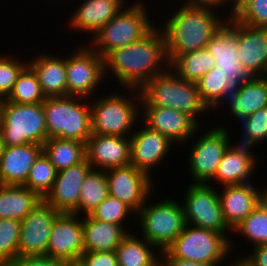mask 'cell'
<instances>
[{
    "label": "cell",
    "mask_w": 267,
    "mask_h": 266,
    "mask_svg": "<svg viewBox=\"0 0 267 266\" xmlns=\"http://www.w3.org/2000/svg\"><path fill=\"white\" fill-rule=\"evenodd\" d=\"M169 67L166 40L162 29L157 27L130 45L112 51L105 58V76L110 78L109 72L113 73L123 88L140 90Z\"/></svg>",
    "instance_id": "obj_1"
},
{
    "label": "cell",
    "mask_w": 267,
    "mask_h": 266,
    "mask_svg": "<svg viewBox=\"0 0 267 266\" xmlns=\"http://www.w3.org/2000/svg\"><path fill=\"white\" fill-rule=\"evenodd\" d=\"M172 12L161 28L169 63L180 54L205 48L227 21L210 8L181 6Z\"/></svg>",
    "instance_id": "obj_2"
},
{
    "label": "cell",
    "mask_w": 267,
    "mask_h": 266,
    "mask_svg": "<svg viewBox=\"0 0 267 266\" xmlns=\"http://www.w3.org/2000/svg\"><path fill=\"white\" fill-rule=\"evenodd\" d=\"M139 91L140 106L171 108L188 114L198 124L199 115L210 111L201 99L197 83L184 80L170 67L149 80Z\"/></svg>",
    "instance_id": "obj_3"
},
{
    "label": "cell",
    "mask_w": 267,
    "mask_h": 266,
    "mask_svg": "<svg viewBox=\"0 0 267 266\" xmlns=\"http://www.w3.org/2000/svg\"><path fill=\"white\" fill-rule=\"evenodd\" d=\"M43 108L48 138L56 137L87 143L92 135L89 98L71 95L46 97Z\"/></svg>",
    "instance_id": "obj_4"
},
{
    "label": "cell",
    "mask_w": 267,
    "mask_h": 266,
    "mask_svg": "<svg viewBox=\"0 0 267 266\" xmlns=\"http://www.w3.org/2000/svg\"><path fill=\"white\" fill-rule=\"evenodd\" d=\"M125 90L130 91L131 98H128V95H124V93L117 92L116 94L115 91L107 96L102 95L100 98H90L92 100H90L92 134L106 136L132 135L133 125L137 121L138 123L141 122L137 120L141 114L139 112L141 111L140 108L138 109L141 105V94L138 89L125 88Z\"/></svg>",
    "instance_id": "obj_5"
},
{
    "label": "cell",
    "mask_w": 267,
    "mask_h": 266,
    "mask_svg": "<svg viewBox=\"0 0 267 266\" xmlns=\"http://www.w3.org/2000/svg\"><path fill=\"white\" fill-rule=\"evenodd\" d=\"M140 2L136 1L127 8L124 7L100 28L88 42L89 47L105 59L112 51L126 47L146 36L155 26L148 19L150 15L146 12L147 9L145 10L147 6L142 0Z\"/></svg>",
    "instance_id": "obj_6"
},
{
    "label": "cell",
    "mask_w": 267,
    "mask_h": 266,
    "mask_svg": "<svg viewBox=\"0 0 267 266\" xmlns=\"http://www.w3.org/2000/svg\"><path fill=\"white\" fill-rule=\"evenodd\" d=\"M224 234L186 224L160 258H181L205 264H222L232 251V241Z\"/></svg>",
    "instance_id": "obj_7"
},
{
    "label": "cell",
    "mask_w": 267,
    "mask_h": 266,
    "mask_svg": "<svg viewBox=\"0 0 267 266\" xmlns=\"http://www.w3.org/2000/svg\"><path fill=\"white\" fill-rule=\"evenodd\" d=\"M0 131L5 147L28 143L43 145L48 139L43 103L1 101Z\"/></svg>",
    "instance_id": "obj_8"
},
{
    "label": "cell",
    "mask_w": 267,
    "mask_h": 266,
    "mask_svg": "<svg viewBox=\"0 0 267 266\" xmlns=\"http://www.w3.org/2000/svg\"><path fill=\"white\" fill-rule=\"evenodd\" d=\"M144 205L137 213L141 236L154 246V250L166 251L183 231L186 221L182 203L172 198ZM181 203V204H180ZM142 226V227H141Z\"/></svg>",
    "instance_id": "obj_9"
},
{
    "label": "cell",
    "mask_w": 267,
    "mask_h": 266,
    "mask_svg": "<svg viewBox=\"0 0 267 266\" xmlns=\"http://www.w3.org/2000/svg\"><path fill=\"white\" fill-rule=\"evenodd\" d=\"M182 204L186 224L213 230L227 237L232 230L228 227L217 189L210 184L190 183Z\"/></svg>",
    "instance_id": "obj_10"
},
{
    "label": "cell",
    "mask_w": 267,
    "mask_h": 266,
    "mask_svg": "<svg viewBox=\"0 0 267 266\" xmlns=\"http://www.w3.org/2000/svg\"><path fill=\"white\" fill-rule=\"evenodd\" d=\"M85 46V47H84ZM76 50V51H75ZM66 60L67 96L92 98L106 80L105 59L86 45L78 46ZM92 95V96H91Z\"/></svg>",
    "instance_id": "obj_11"
},
{
    "label": "cell",
    "mask_w": 267,
    "mask_h": 266,
    "mask_svg": "<svg viewBox=\"0 0 267 266\" xmlns=\"http://www.w3.org/2000/svg\"><path fill=\"white\" fill-rule=\"evenodd\" d=\"M209 130V131H208ZM203 132L190 148L188 169L193 182L208 184L217 172L219 163L229 147L227 132L220 127H213Z\"/></svg>",
    "instance_id": "obj_12"
},
{
    "label": "cell",
    "mask_w": 267,
    "mask_h": 266,
    "mask_svg": "<svg viewBox=\"0 0 267 266\" xmlns=\"http://www.w3.org/2000/svg\"><path fill=\"white\" fill-rule=\"evenodd\" d=\"M105 174L109 195L124 202L135 213L145 205L153 193V176L131 164L106 170Z\"/></svg>",
    "instance_id": "obj_13"
},
{
    "label": "cell",
    "mask_w": 267,
    "mask_h": 266,
    "mask_svg": "<svg viewBox=\"0 0 267 266\" xmlns=\"http://www.w3.org/2000/svg\"><path fill=\"white\" fill-rule=\"evenodd\" d=\"M60 213L42 200L21 221L18 256L47 255L52 225Z\"/></svg>",
    "instance_id": "obj_14"
},
{
    "label": "cell",
    "mask_w": 267,
    "mask_h": 266,
    "mask_svg": "<svg viewBox=\"0 0 267 266\" xmlns=\"http://www.w3.org/2000/svg\"><path fill=\"white\" fill-rule=\"evenodd\" d=\"M225 103L226 106L229 105L230 114L237 120L246 118L257 110L267 107V86L260 76H252L241 85L225 82L222 97L210 111L217 108L219 110Z\"/></svg>",
    "instance_id": "obj_15"
},
{
    "label": "cell",
    "mask_w": 267,
    "mask_h": 266,
    "mask_svg": "<svg viewBox=\"0 0 267 266\" xmlns=\"http://www.w3.org/2000/svg\"><path fill=\"white\" fill-rule=\"evenodd\" d=\"M226 24L234 31L241 65L251 76L267 70V28H256L228 18Z\"/></svg>",
    "instance_id": "obj_16"
},
{
    "label": "cell",
    "mask_w": 267,
    "mask_h": 266,
    "mask_svg": "<svg viewBox=\"0 0 267 266\" xmlns=\"http://www.w3.org/2000/svg\"><path fill=\"white\" fill-rule=\"evenodd\" d=\"M61 212L54 220L47 256L61 261L78 260L84 252L82 218Z\"/></svg>",
    "instance_id": "obj_17"
},
{
    "label": "cell",
    "mask_w": 267,
    "mask_h": 266,
    "mask_svg": "<svg viewBox=\"0 0 267 266\" xmlns=\"http://www.w3.org/2000/svg\"><path fill=\"white\" fill-rule=\"evenodd\" d=\"M143 124L155 130L176 145L190 142L193 135L199 133V125L191 116L171 108L140 106ZM196 132V133H195ZM190 138V139H189ZM188 141V142H187Z\"/></svg>",
    "instance_id": "obj_18"
},
{
    "label": "cell",
    "mask_w": 267,
    "mask_h": 266,
    "mask_svg": "<svg viewBox=\"0 0 267 266\" xmlns=\"http://www.w3.org/2000/svg\"><path fill=\"white\" fill-rule=\"evenodd\" d=\"M139 129L131 135L130 164L151 176L153 169L168 157L169 149L176 144L146 125Z\"/></svg>",
    "instance_id": "obj_19"
},
{
    "label": "cell",
    "mask_w": 267,
    "mask_h": 266,
    "mask_svg": "<svg viewBox=\"0 0 267 266\" xmlns=\"http://www.w3.org/2000/svg\"><path fill=\"white\" fill-rule=\"evenodd\" d=\"M131 136L92 134L86 143V159L95 170L130 165Z\"/></svg>",
    "instance_id": "obj_20"
},
{
    "label": "cell",
    "mask_w": 267,
    "mask_h": 266,
    "mask_svg": "<svg viewBox=\"0 0 267 266\" xmlns=\"http://www.w3.org/2000/svg\"><path fill=\"white\" fill-rule=\"evenodd\" d=\"M92 169L86 159L58 171L52 189L43 200L59 212L72 213L78 206L82 183Z\"/></svg>",
    "instance_id": "obj_21"
},
{
    "label": "cell",
    "mask_w": 267,
    "mask_h": 266,
    "mask_svg": "<svg viewBox=\"0 0 267 266\" xmlns=\"http://www.w3.org/2000/svg\"><path fill=\"white\" fill-rule=\"evenodd\" d=\"M206 48L213 56L215 66L225 76V82L241 85L252 77L239 61L236 34L226 23L211 38Z\"/></svg>",
    "instance_id": "obj_22"
},
{
    "label": "cell",
    "mask_w": 267,
    "mask_h": 266,
    "mask_svg": "<svg viewBox=\"0 0 267 266\" xmlns=\"http://www.w3.org/2000/svg\"><path fill=\"white\" fill-rule=\"evenodd\" d=\"M222 188V192L218 191L221 210L225 222L233 230L259 206L261 189L253 184L230 185Z\"/></svg>",
    "instance_id": "obj_23"
},
{
    "label": "cell",
    "mask_w": 267,
    "mask_h": 266,
    "mask_svg": "<svg viewBox=\"0 0 267 266\" xmlns=\"http://www.w3.org/2000/svg\"><path fill=\"white\" fill-rule=\"evenodd\" d=\"M125 0H83L71 14L69 27L94 35L100 28L115 17L127 4ZM123 4V5H122ZM71 25V26H70Z\"/></svg>",
    "instance_id": "obj_24"
},
{
    "label": "cell",
    "mask_w": 267,
    "mask_h": 266,
    "mask_svg": "<svg viewBox=\"0 0 267 266\" xmlns=\"http://www.w3.org/2000/svg\"><path fill=\"white\" fill-rule=\"evenodd\" d=\"M43 145L28 143L5 147L0 157V185H24Z\"/></svg>",
    "instance_id": "obj_25"
},
{
    "label": "cell",
    "mask_w": 267,
    "mask_h": 266,
    "mask_svg": "<svg viewBox=\"0 0 267 266\" xmlns=\"http://www.w3.org/2000/svg\"><path fill=\"white\" fill-rule=\"evenodd\" d=\"M42 54V55H41ZM28 62L36 73L46 97L67 96L66 60L64 56L40 53Z\"/></svg>",
    "instance_id": "obj_26"
},
{
    "label": "cell",
    "mask_w": 267,
    "mask_h": 266,
    "mask_svg": "<svg viewBox=\"0 0 267 266\" xmlns=\"http://www.w3.org/2000/svg\"><path fill=\"white\" fill-rule=\"evenodd\" d=\"M83 222L84 252L116 251L129 232L119 224L98 221L89 215L81 216Z\"/></svg>",
    "instance_id": "obj_27"
},
{
    "label": "cell",
    "mask_w": 267,
    "mask_h": 266,
    "mask_svg": "<svg viewBox=\"0 0 267 266\" xmlns=\"http://www.w3.org/2000/svg\"><path fill=\"white\" fill-rule=\"evenodd\" d=\"M42 200L24 185H0V219L22 221Z\"/></svg>",
    "instance_id": "obj_28"
},
{
    "label": "cell",
    "mask_w": 267,
    "mask_h": 266,
    "mask_svg": "<svg viewBox=\"0 0 267 266\" xmlns=\"http://www.w3.org/2000/svg\"><path fill=\"white\" fill-rule=\"evenodd\" d=\"M256 164L252 163L247 157L235 153L228 147L219 163L215 177L208 184L211 185L212 183L213 185V180L222 187L252 184L249 178L253 173L255 174Z\"/></svg>",
    "instance_id": "obj_29"
},
{
    "label": "cell",
    "mask_w": 267,
    "mask_h": 266,
    "mask_svg": "<svg viewBox=\"0 0 267 266\" xmlns=\"http://www.w3.org/2000/svg\"><path fill=\"white\" fill-rule=\"evenodd\" d=\"M43 153L60 171L86 160V143L52 137L43 144Z\"/></svg>",
    "instance_id": "obj_30"
},
{
    "label": "cell",
    "mask_w": 267,
    "mask_h": 266,
    "mask_svg": "<svg viewBox=\"0 0 267 266\" xmlns=\"http://www.w3.org/2000/svg\"><path fill=\"white\" fill-rule=\"evenodd\" d=\"M153 247L144 238L129 233L115 251L119 266H154L161 253L156 254Z\"/></svg>",
    "instance_id": "obj_31"
},
{
    "label": "cell",
    "mask_w": 267,
    "mask_h": 266,
    "mask_svg": "<svg viewBox=\"0 0 267 266\" xmlns=\"http://www.w3.org/2000/svg\"><path fill=\"white\" fill-rule=\"evenodd\" d=\"M214 67V58L206 47L180 54L170 63V68L181 78L194 83Z\"/></svg>",
    "instance_id": "obj_32"
},
{
    "label": "cell",
    "mask_w": 267,
    "mask_h": 266,
    "mask_svg": "<svg viewBox=\"0 0 267 266\" xmlns=\"http://www.w3.org/2000/svg\"><path fill=\"white\" fill-rule=\"evenodd\" d=\"M108 195L105 171L92 169L82 183L78 206L72 213L78 216L90 215Z\"/></svg>",
    "instance_id": "obj_33"
},
{
    "label": "cell",
    "mask_w": 267,
    "mask_h": 266,
    "mask_svg": "<svg viewBox=\"0 0 267 266\" xmlns=\"http://www.w3.org/2000/svg\"><path fill=\"white\" fill-rule=\"evenodd\" d=\"M45 99L46 96L42 92L36 73L27 65L19 74L9 95L2 101L18 104H40Z\"/></svg>",
    "instance_id": "obj_34"
},
{
    "label": "cell",
    "mask_w": 267,
    "mask_h": 266,
    "mask_svg": "<svg viewBox=\"0 0 267 266\" xmlns=\"http://www.w3.org/2000/svg\"><path fill=\"white\" fill-rule=\"evenodd\" d=\"M57 170L51 161L42 152L35 160L34 165L29 171L24 184L29 190L35 191L42 198L52 189L57 177Z\"/></svg>",
    "instance_id": "obj_35"
},
{
    "label": "cell",
    "mask_w": 267,
    "mask_h": 266,
    "mask_svg": "<svg viewBox=\"0 0 267 266\" xmlns=\"http://www.w3.org/2000/svg\"><path fill=\"white\" fill-rule=\"evenodd\" d=\"M232 231L242 234V237L248 240L247 243L253 244L252 247L267 244V212L259 204Z\"/></svg>",
    "instance_id": "obj_36"
},
{
    "label": "cell",
    "mask_w": 267,
    "mask_h": 266,
    "mask_svg": "<svg viewBox=\"0 0 267 266\" xmlns=\"http://www.w3.org/2000/svg\"><path fill=\"white\" fill-rule=\"evenodd\" d=\"M21 221L0 219V264H11L18 257Z\"/></svg>",
    "instance_id": "obj_37"
},
{
    "label": "cell",
    "mask_w": 267,
    "mask_h": 266,
    "mask_svg": "<svg viewBox=\"0 0 267 266\" xmlns=\"http://www.w3.org/2000/svg\"><path fill=\"white\" fill-rule=\"evenodd\" d=\"M131 214H133V216L136 215V213L124 202L108 195L107 198L99 206H97L89 216L98 221H104L110 224H119L130 232L124 226V222Z\"/></svg>",
    "instance_id": "obj_38"
},
{
    "label": "cell",
    "mask_w": 267,
    "mask_h": 266,
    "mask_svg": "<svg viewBox=\"0 0 267 266\" xmlns=\"http://www.w3.org/2000/svg\"><path fill=\"white\" fill-rule=\"evenodd\" d=\"M225 76L214 67L197 82L202 101L211 109L222 97Z\"/></svg>",
    "instance_id": "obj_39"
},
{
    "label": "cell",
    "mask_w": 267,
    "mask_h": 266,
    "mask_svg": "<svg viewBox=\"0 0 267 266\" xmlns=\"http://www.w3.org/2000/svg\"><path fill=\"white\" fill-rule=\"evenodd\" d=\"M0 56V99H5L11 92L13 85L21 71L28 65V61L19 62L14 58Z\"/></svg>",
    "instance_id": "obj_40"
},
{
    "label": "cell",
    "mask_w": 267,
    "mask_h": 266,
    "mask_svg": "<svg viewBox=\"0 0 267 266\" xmlns=\"http://www.w3.org/2000/svg\"><path fill=\"white\" fill-rule=\"evenodd\" d=\"M239 121L242 122L243 133H249L257 143L267 140V107L259 109Z\"/></svg>",
    "instance_id": "obj_41"
},
{
    "label": "cell",
    "mask_w": 267,
    "mask_h": 266,
    "mask_svg": "<svg viewBox=\"0 0 267 266\" xmlns=\"http://www.w3.org/2000/svg\"><path fill=\"white\" fill-rule=\"evenodd\" d=\"M236 19L251 27L267 28V0H255Z\"/></svg>",
    "instance_id": "obj_42"
},
{
    "label": "cell",
    "mask_w": 267,
    "mask_h": 266,
    "mask_svg": "<svg viewBox=\"0 0 267 266\" xmlns=\"http://www.w3.org/2000/svg\"><path fill=\"white\" fill-rule=\"evenodd\" d=\"M79 259L85 266H119L115 251L83 252Z\"/></svg>",
    "instance_id": "obj_43"
},
{
    "label": "cell",
    "mask_w": 267,
    "mask_h": 266,
    "mask_svg": "<svg viewBox=\"0 0 267 266\" xmlns=\"http://www.w3.org/2000/svg\"><path fill=\"white\" fill-rule=\"evenodd\" d=\"M222 129H224L229 138V148H231L235 153L247 157L252 163H257L256 156L252 153L251 149L254 148L253 146L257 145L258 143L253 139V137L249 133H244L241 135V142L240 143H233L230 141V134L228 133L229 130L228 128L226 129L224 126L222 127L221 125L217 126ZM233 144V145H232Z\"/></svg>",
    "instance_id": "obj_44"
},
{
    "label": "cell",
    "mask_w": 267,
    "mask_h": 266,
    "mask_svg": "<svg viewBox=\"0 0 267 266\" xmlns=\"http://www.w3.org/2000/svg\"><path fill=\"white\" fill-rule=\"evenodd\" d=\"M12 266H65V261L56 260L47 255L18 256Z\"/></svg>",
    "instance_id": "obj_45"
},
{
    "label": "cell",
    "mask_w": 267,
    "mask_h": 266,
    "mask_svg": "<svg viewBox=\"0 0 267 266\" xmlns=\"http://www.w3.org/2000/svg\"><path fill=\"white\" fill-rule=\"evenodd\" d=\"M254 248V249H253ZM251 253L247 256H242L241 259L248 266H267V244L253 247Z\"/></svg>",
    "instance_id": "obj_46"
},
{
    "label": "cell",
    "mask_w": 267,
    "mask_h": 266,
    "mask_svg": "<svg viewBox=\"0 0 267 266\" xmlns=\"http://www.w3.org/2000/svg\"><path fill=\"white\" fill-rule=\"evenodd\" d=\"M224 4H228L226 6H229V4H232V0H185L181 6L216 9L217 6L222 7Z\"/></svg>",
    "instance_id": "obj_47"
},
{
    "label": "cell",
    "mask_w": 267,
    "mask_h": 266,
    "mask_svg": "<svg viewBox=\"0 0 267 266\" xmlns=\"http://www.w3.org/2000/svg\"><path fill=\"white\" fill-rule=\"evenodd\" d=\"M163 266H222V264H205L181 258H161Z\"/></svg>",
    "instance_id": "obj_48"
},
{
    "label": "cell",
    "mask_w": 267,
    "mask_h": 266,
    "mask_svg": "<svg viewBox=\"0 0 267 266\" xmlns=\"http://www.w3.org/2000/svg\"><path fill=\"white\" fill-rule=\"evenodd\" d=\"M255 0H232L230 15L228 18H237Z\"/></svg>",
    "instance_id": "obj_49"
},
{
    "label": "cell",
    "mask_w": 267,
    "mask_h": 266,
    "mask_svg": "<svg viewBox=\"0 0 267 266\" xmlns=\"http://www.w3.org/2000/svg\"><path fill=\"white\" fill-rule=\"evenodd\" d=\"M264 189L260 190V205L267 212V186Z\"/></svg>",
    "instance_id": "obj_50"
},
{
    "label": "cell",
    "mask_w": 267,
    "mask_h": 266,
    "mask_svg": "<svg viewBox=\"0 0 267 266\" xmlns=\"http://www.w3.org/2000/svg\"><path fill=\"white\" fill-rule=\"evenodd\" d=\"M65 266H85V265L80 259H78V260L66 261Z\"/></svg>",
    "instance_id": "obj_51"
},
{
    "label": "cell",
    "mask_w": 267,
    "mask_h": 266,
    "mask_svg": "<svg viewBox=\"0 0 267 266\" xmlns=\"http://www.w3.org/2000/svg\"><path fill=\"white\" fill-rule=\"evenodd\" d=\"M234 262V263H233ZM232 264H230V265H225V266H248L242 259H241V257L236 261H232L231 262ZM223 266V265H222Z\"/></svg>",
    "instance_id": "obj_52"
},
{
    "label": "cell",
    "mask_w": 267,
    "mask_h": 266,
    "mask_svg": "<svg viewBox=\"0 0 267 266\" xmlns=\"http://www.w3.org/2000/svg\"><path fill=\"white\" fill-rule=\"evenodd\" d=\"M4 149H5V143H4L1 131H0V157L2 153L4 152Z\"/></svg>",
    "instance_id": "obj_53"
},
{
    "label": "cell",
    "mask_w": 267,
    "mask_h": 266,
    "mask_svg": "<svg viewBox=\"0 0 267 266\" xmlns=\"http://www.w3.org/2000/svg\"><path fill=\"white\" fill-rule=\"evenodd\" d=\"M267 86V70L260 76Z\"/></svg>",
    "instance_id": "obj_54"
},
{
    "label": "cell",
    "mask_w": 267,
    "mask_h": 266,
    "mask_svg": "<svg viewBox=\"0 0 267 266\" xmlns=\"http://www.w3.org/2000/svg\"><path fill=\"white\" fill-rule=\"evenodd\" d=\"M154 266H163L161 259Z\"/></svg>",
    "instance_id": "obj_55"
},
{
    "label": "cell",
    "mask_w": 267,
    "mask_h": 266,
    "mask_svg": "<svg viewBox=\"0 0 267 266\" xmlns=\"http://www.w3.org/2000/svg\"><path fill=\"white\" fill-rule=\"evenodd\" d=\"M0 266H12L11 264H0Z\"/></svg>",
    "instance_id": "obj_56"
}]
</instances>
